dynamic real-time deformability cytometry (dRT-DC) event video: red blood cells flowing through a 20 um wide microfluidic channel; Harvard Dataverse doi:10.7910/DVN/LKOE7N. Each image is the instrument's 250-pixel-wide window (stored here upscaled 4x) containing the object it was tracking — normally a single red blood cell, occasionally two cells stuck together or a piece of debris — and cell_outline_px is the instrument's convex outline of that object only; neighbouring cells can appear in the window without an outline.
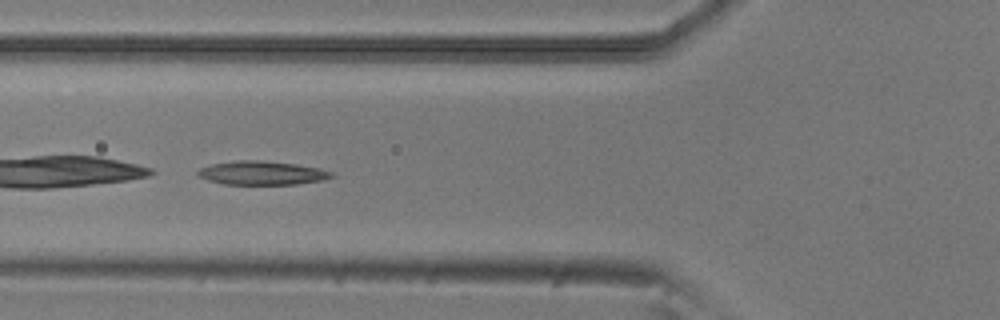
{"species": "common noctule bat (a hibernating species)", "species_latin": "Nyctalus noctula", "temperature_condition": "room temperature", "stored_images_in_passage": 8, "camera_frame_rate_fps": 3000, "um_per_image_px": 0.085, "animal": {"sex": "male", "body_mass_g": 20.5, "forearm_length_mm": 52.5}, "frame": {"image": 1, "passage_image": 5, "time_ms": 1.333, "image_size_px": [1000, 320], "cell_outline_px": [[336, 176], [320, 180], [296, 184], [224, 184], [208, 180], [196, 176], [196, 172], [200, 168], [212, 164], [240, 160], [260, 160], [296, 164], [320, 168], [332, 172]], "centroid_in_image_um": [22.25, 14.7], "position_along_channel_um": 103.6, "area_um2": 18.44}}
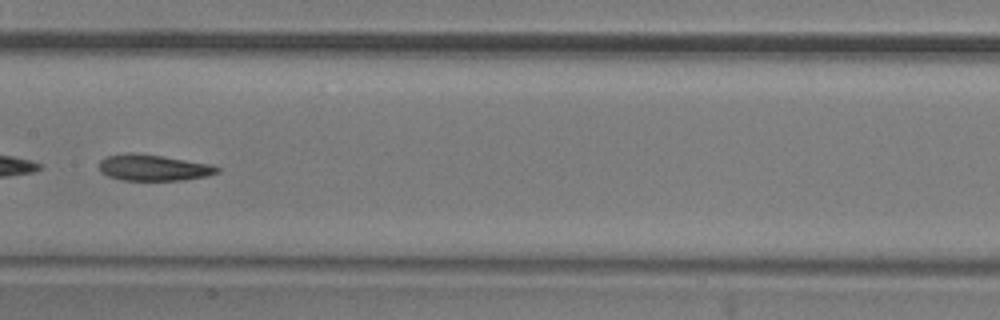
{"frame": {"image": 2, "passage_image": 7, "time_ms": 2.0, "image_size_px": [1000, 320], "cell_outline_px": [[220, 172], [208, 176], [184, 180], [120, 180], [108, 176], [100, 172], [100, 160], [108, 156], [124, 152], [132, 152], [160, 156], [212, 164], [220, 168]], "centroid_in_image_um": [13.05, 14.25], "position_along_channel_um": 194.3, "area_um2": 18.09}}
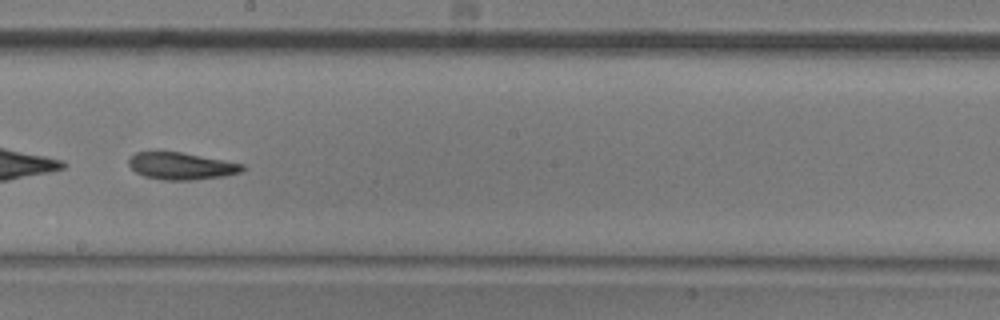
{"frame": {"image": 3, "passage_image": 8, "time_ms": 2.333, "image_size_px": [1000, 320], "cell_outline_px": [[244, 168], [240, 172], [224, 176], [192, 180], [160, 180], [144, 176], [136, 172], [128, 164], [128, 160], [136, 152], [180, 152], [224, 160], [244, 164]], "centroid_in_image_um": [15.4, 14.12], "position_along_channel_um": 232.8, "area_um2": 17.8}}